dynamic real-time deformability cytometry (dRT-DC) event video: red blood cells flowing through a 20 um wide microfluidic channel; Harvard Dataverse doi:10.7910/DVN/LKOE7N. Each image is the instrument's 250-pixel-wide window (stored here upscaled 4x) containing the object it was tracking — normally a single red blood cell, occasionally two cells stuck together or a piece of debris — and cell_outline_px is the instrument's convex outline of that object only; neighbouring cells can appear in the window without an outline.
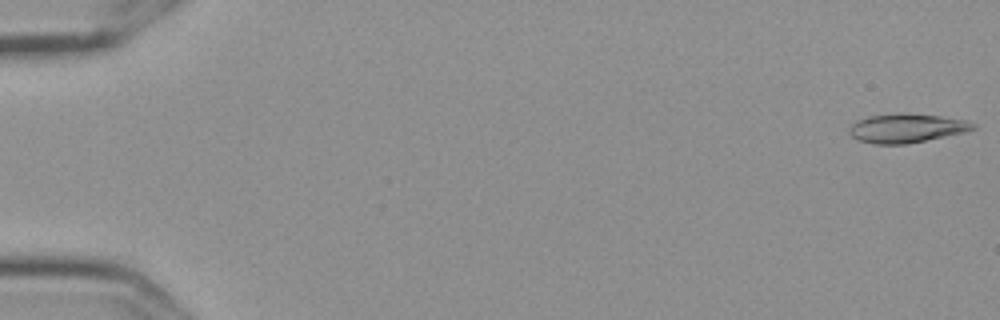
{"species": "Egyptian fruit bat (a non-hibernating species)", "species_latin": "Rousettus aegyptiacus", "temperature_condition": "cold", "stored_images_in_passage": 57, "camera_frame_rate_fps": 3000, "um_per_image_px": 0.085, "frame": {"image": 1, "passage_image": 1, "time_ms": 0.0, "image_size_px": [1000, 320], "cell_outline_px": [[976, 128], [964, 132], [904, 144], [872, 144], [856, 140], [848, 132], [848, 128], [852, 124], [868, 116], [940, 116], [968, 120], [976, 124]], "centroid_in_image_um": [77.05, 10.94], "position_along_channel_um": 8.0, "area_um2": 19.88}}
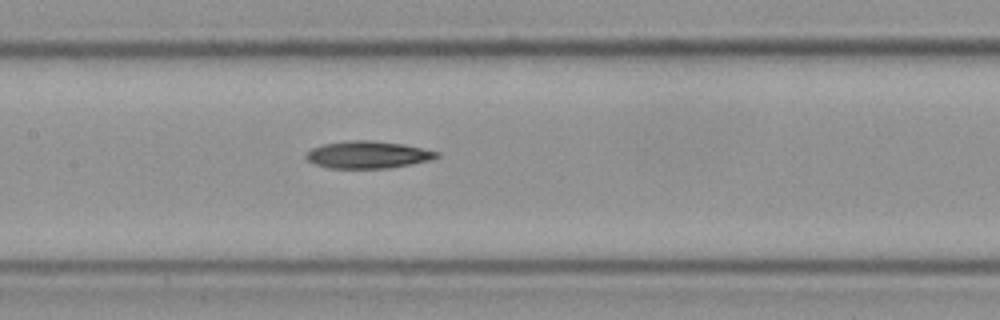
{"frame": {"image": 2, "passage_image": 28, "time_ms": 9.0, "image_size_px": [1000, 320], "cell_outline_px": [[440, 156], [432, 160], [412, 164], [388, 168], [328, 168], [312, 164], [304, 156], [312, 148], [320, 144], [348, 140], [372, 140], [404, 144], [440, 152]], "centroid_in_image_um": [31.26, 13.15], "position_along_channel_um": 176.1, "area_um2": 21.04}}
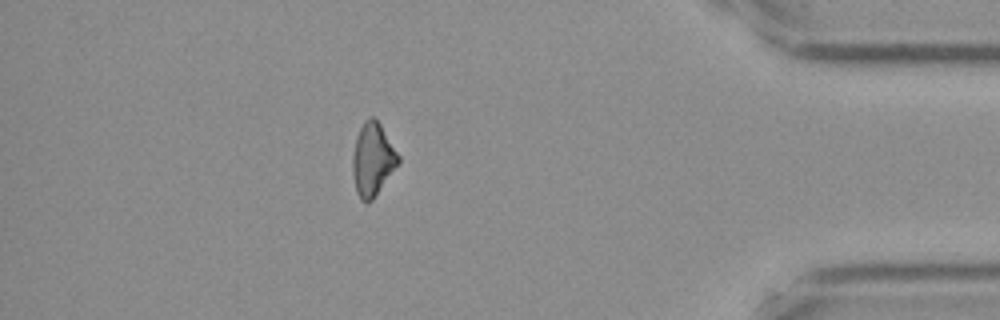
{"frame": {"image": 3, "passage_image": 50, "time_ms": 16.333, "image_size_px": [1000, 320], "cell_outline_px": [[400, 160], [372, 200], [368, 204], [364, 204], [360, 200], [356, 192], [352, 172], [352, 156], [356, 136], [364, 120], [368, 116], [372, 116], [380, 124], [400, 156]], "centroid_in_image_um": [31.64, 13.56], "position_along_channel_um": 403.6, "area_um2": 19.36}}